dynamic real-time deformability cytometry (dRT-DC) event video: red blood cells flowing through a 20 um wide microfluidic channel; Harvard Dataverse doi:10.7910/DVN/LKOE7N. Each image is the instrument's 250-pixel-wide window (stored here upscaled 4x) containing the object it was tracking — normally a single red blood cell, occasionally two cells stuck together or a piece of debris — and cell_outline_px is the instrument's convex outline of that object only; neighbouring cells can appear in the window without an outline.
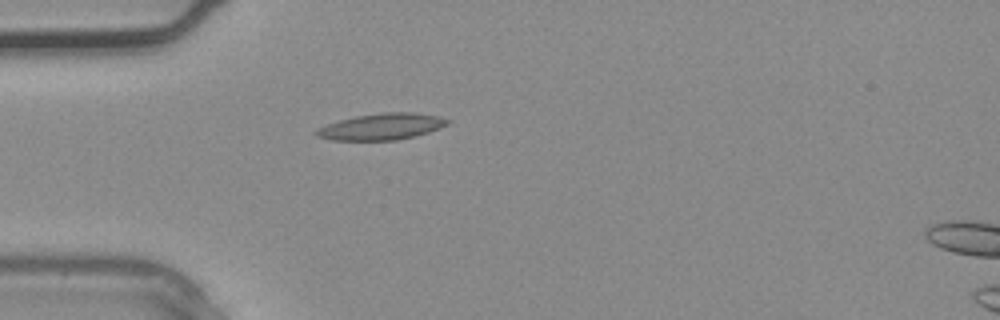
{"species": "common noctule bat (a hibernating species)", "species_latin": "Nyctalus noctula", "temperature_condition": "warm", "stored_images_in_passage": 2, "camera_frame_rate_fps": 3000, "um_per_image_px": 0.085, "animal": {"sex": "male", "body_mass_g": 20.4}, "frame": {"image": 1, "passage_image": 1, "time_ms": 0.0, "image_size_px": [1000, 320], "cell_outline_px": [[452, 120], [448, 124], [440, 128], [416, 136], [396, 140], [332, 140], [316, 136], [312, 132], [316, 128], [340, 120], [356, 116], [384, 112], [416, 112], [440, 116]], "centroid_in_image_um": [32.45, 10.76], "position_along_channel_um": 52.5, "area_um2": 20.35}}